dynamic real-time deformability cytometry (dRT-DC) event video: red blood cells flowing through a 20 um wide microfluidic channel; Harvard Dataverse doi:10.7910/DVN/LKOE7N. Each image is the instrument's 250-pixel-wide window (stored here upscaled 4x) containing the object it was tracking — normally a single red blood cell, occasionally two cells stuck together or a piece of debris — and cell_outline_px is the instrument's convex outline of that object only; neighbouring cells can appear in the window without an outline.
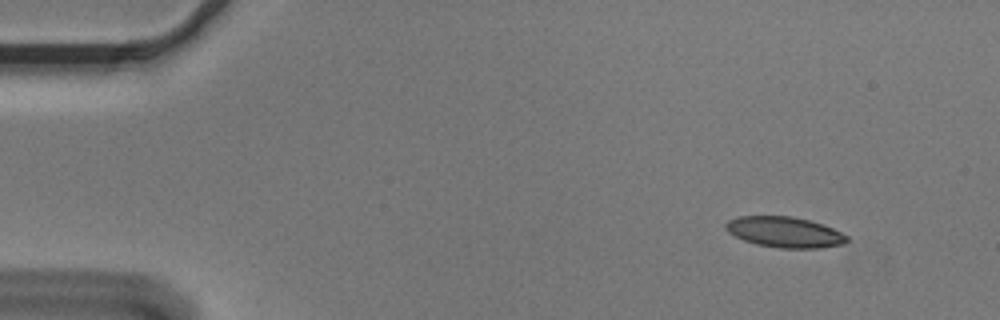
{"species": "Egyptian fruit bat (a non-hibernating species)", "species_latin": "Rousettus aegyptiacus", "temperature_condition": "cold", "stored_images_in_passage": 4, "camera_frame_rate_fps": 3000, "um_per_image_px": 0.085, "animal": {"sex": "male"}, "frame": {"image": 1, "passage_image": 1, "time_ms": 0.0, "image_size_px": [1000, 320], "cell_outline_px": [[848, 240], [844, 244], [820, 248], [780, 248], [756, 244], [744, 240], [728, 232], [724, 228], [724, 224], [728, 220], [740, 216], [792, 216], [824, 224], [848, 236]], "centroid_in_image_um": [66.69, 19.73], "position_along_channel_um": 18.3, "area_um2": 21.68}}